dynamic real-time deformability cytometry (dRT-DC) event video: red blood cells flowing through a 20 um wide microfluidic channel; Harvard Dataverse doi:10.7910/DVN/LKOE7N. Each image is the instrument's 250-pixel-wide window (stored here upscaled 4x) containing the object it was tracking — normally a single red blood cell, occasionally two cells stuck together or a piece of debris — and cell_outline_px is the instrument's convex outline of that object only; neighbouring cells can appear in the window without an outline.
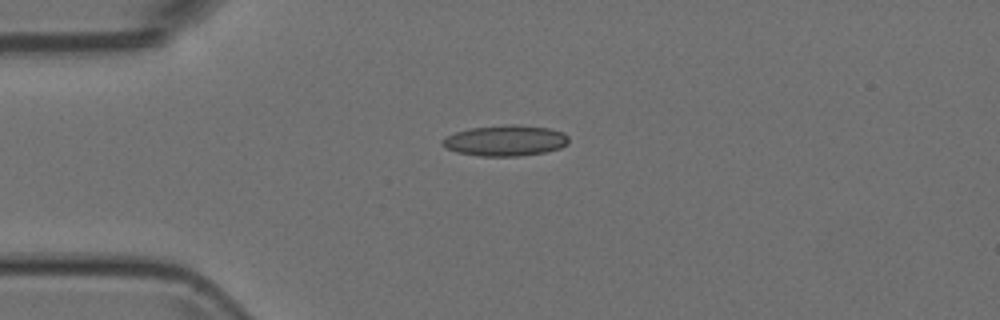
{"species": "Egyptian fruit bat (a non-hibernating species)", "species_latin": "Rousettus aegyptiacus", "temperature_condition": "room temperature", "stored_images_in_passage": 36, "camera_frame_rate_fps": 3000, "um_per_image_px": 0.085, "animal": {"sex": "female"}, "frame": {"image": 1, "passage_image": 1, "time_ms": 0.0, "image_size_px": [1000, 320], "cell_outline_px": [[568, 144], [560, 148], [544, 152], [516, 156], [480, 156], [456, 152], [444, 148], [440, 144], [440, 140], [456, 132], [468, 128], [504, 124], [512, 124], [548, 128], [564, 132], [568, 136]], "centroid_in_image_um": [42.92, 11.94], "position_along_channel_um": 42.1, "area_um2": 22.83}}
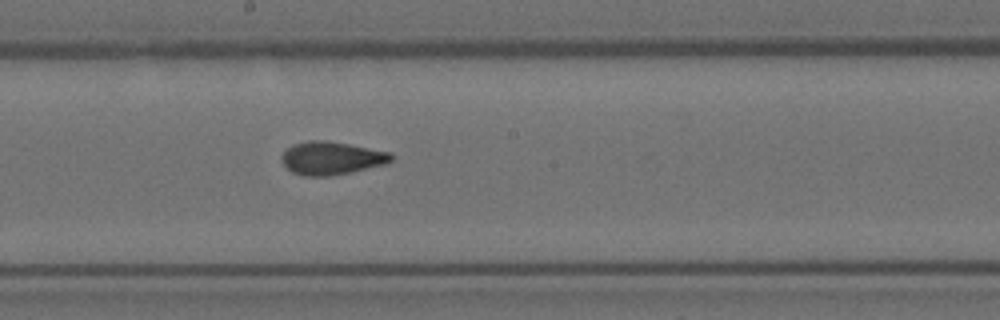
{"frame": {"image": 2, "passage_image": 16, "time_ms": 5.0, "image_size_px": [1000, 320], "cell_outline_px": [[396, 156], [392, 160], [384, 164], [348, 172], [328, 176], [304, 176], [292, 172], [280, 160], [280, 156], [292, 144], [308, 140], [324, 140], [348, 144], [392, 152]], "centroid_in_image_um": [28.16, 13.43], "position_along_channel_um": 220.0, "area_um2": 21.04}}
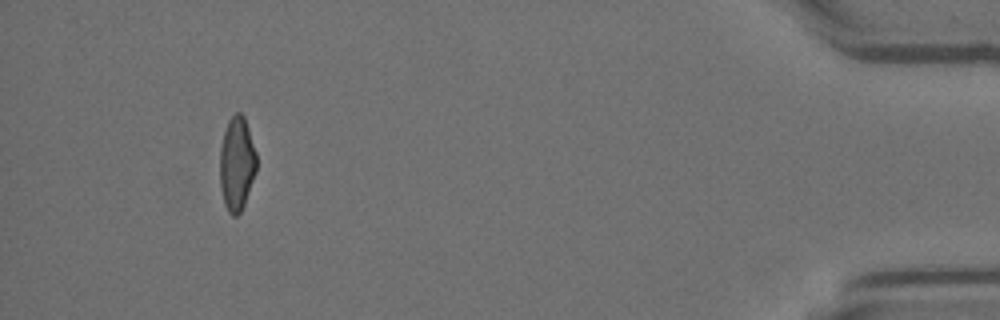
{"frame": {"image": 3, "passage_image": 36, "time_ms": 11.667, "image_size_px": [1000, 320], "cell_outline_px": [[256, 172], [244, 204], [240, 212], [236, 216], [232, 216], [228, 212], [224, 204], [220, 188], [220, 148], [224, 132], [228, 120], [236, 112], [240, 112], [244, 116], [256, 152]], "centroid_in_image_um": [20.12, 13.92], "position_along_channel_um": 415.1, "area_um2": 20.06}}